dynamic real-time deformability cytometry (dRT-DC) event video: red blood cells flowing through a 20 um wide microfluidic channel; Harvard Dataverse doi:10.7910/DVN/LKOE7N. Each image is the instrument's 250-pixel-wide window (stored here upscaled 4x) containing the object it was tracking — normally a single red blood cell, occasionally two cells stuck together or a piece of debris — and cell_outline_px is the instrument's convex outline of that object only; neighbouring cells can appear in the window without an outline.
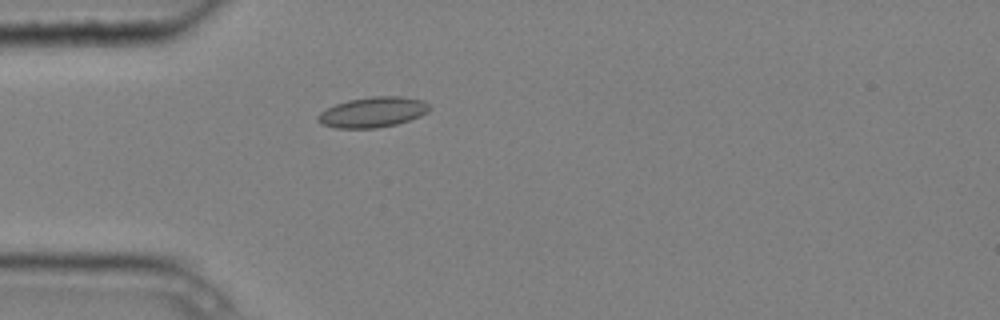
{"species": "common noctule bat (a hibernating species)", "species_latin": "Nyctalus noctula", "temperature_condition": "cold", "stored_images_in_passage": 1, "camera_frame_rate_fps": 3000, "um_per_image_px": 0.085, "animal": {"sex": "male", "body_mass_g": 20.4}, "frame": {"image": 1, "passage_image": 1, "time_ms": 0.0, "image_size_px": [1000, 320], "cell_outline_px": [[432, 108], [428, 112], [420, 116], [396, 124], [376, 128], [336, 128], [324, 124], [316, 120], [316, 116], [320, 112], [336, 104], [348, 100], [372, 96], [400, 96], [424, 100]], "centroid_in_image_um": [31.71, 9.52], "position_along_channel_um": 53.3, "area_um2": 19.71}}